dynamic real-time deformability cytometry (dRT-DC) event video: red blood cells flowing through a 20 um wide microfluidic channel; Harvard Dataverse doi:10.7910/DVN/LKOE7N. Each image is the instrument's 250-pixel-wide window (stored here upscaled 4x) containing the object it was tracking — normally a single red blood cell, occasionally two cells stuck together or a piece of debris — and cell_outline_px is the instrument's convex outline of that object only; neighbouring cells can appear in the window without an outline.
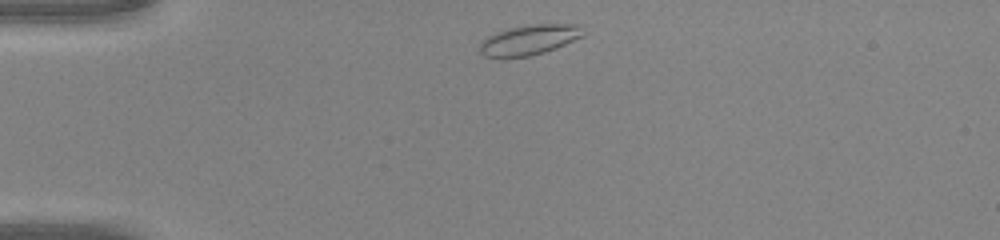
{"species": "common noctule bat (a hibernating species)", "species_latin": "Nyctalus noctula", "temperature_condition": "warm", "stored_images_in_passage": 36, "camera_frame_rate_fps": 3000, "um_per_image_px": 0.085, "animal": {"sex": "male", "body_mass_g": 20.0, "forearm_length_mm": 53.3}, "frame": {"image": 1, "passage_image": 1, "time_ms": 0.0, "image_size_px": [1000, 240], "cell_outline_px": [[588, 32], [584, 36], [556, 48], [544, 52], [528, 56], [484, 56], [480, 52], [480, 40], [496, 32], [508, 28], [524, 24], [584, 24]], "centroid_in_image_um": [45.08, 3.34], "position_along_channel_um": 39.9, "area_um2": 18.44}}
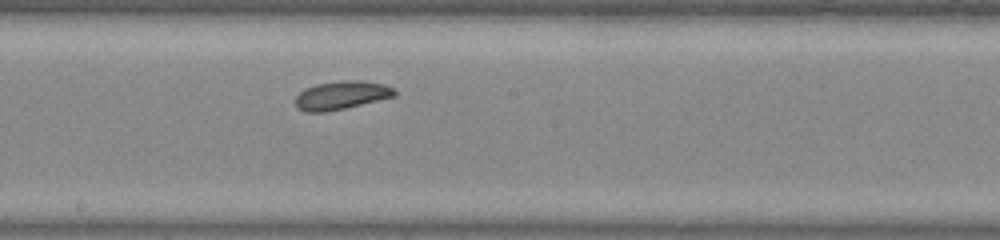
{"frame": {"image": 2, "passage_image": 16, "time_ms": 5.0, "image_size_px": [1000, 240], "cell_outline_px": [[396, 96], [344, 108], [324, 112], [304, 112], [296, 108], [296, 96], [304, 88], [316, 84], [340, 80], [360, 80], [384, 84], [392, 88], [396, 92]], "centroid_in_image_um": [28.99, 8.09], "position_along_channel_um": 219.2, "area_um2": 16.42}}
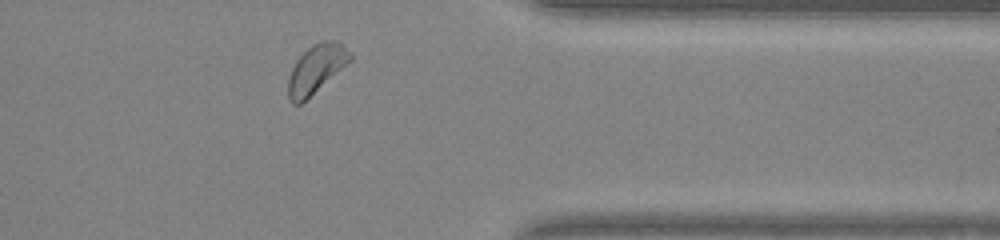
{"frame": {"image": 3, "passage_image": 28, "time_ms": 9.0, "image_size_px": [1000, 240], "cell_outline_px": [[352, 60], [300, 104], [292, 104], [288, 96], [288, 80], [292, 68], [296, 60], [312, 44], [320, 40], [336, 40], [352, 52]], "centroid_in_image_um": [26.89, 5.82], "position_along_channel_um": 384.5, "area_um2": 17.34}}